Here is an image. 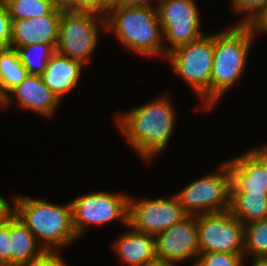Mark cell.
Wrapping results in <instances>:
<instances>
[{"label": "cell", "instance_id": "1", "mask_svg": "<svg viewBox=\"0 0 267 266\" xmlns=\"http://www.w3.org/2000/svg\"><path fill=\"white\" fill-rule=\"evenodd\" d=\"M169 97L165 92L114 117L123 138L144 162H153L173 137L177 113Z\"/></svg>", "mask_w": 267, "mask_h": 266}, {"label": "cell", "instance_id": "2", "mask_svg": "<svg viewBox=\"0 0 267 266\" xmlns=\"http://www.w3.org/2000/svg\"><path fill=\"white\" fill-rule=\"evenodd\" d=\"M13 213L48 252H59L79 238L73 226L71 203L53 204L47 199L13 195ZM77 239V240H76Z\"/></svg>", "mask_w": 267, "mask_h": 266}, {"label": "cell", "instance_id": "3", "mask_svg": "<svg viewBox=\"0 0 267 266\" xmlns=\"http://www.w3.org/2000/svg\"><path fill=\"white\" fill-rule=\"evenodd\" d=\"M255 38L251 25L233 24L214 32L210 109H213L224 94L242 80Z\"/></svg>", "mask_w": 267, "mask_h": 266}, {"label": "cell", "instance_id": "4", "mask_svg": "<svg viewBox=\"0 0 267 266\" xmlns=\"http://www.w3.org/2000/svg\"><path fill=\"white\" fill-rule=\"evenodd\" d=\"M105 31L137 55L164 58L163 34L155 5L108 8L104 14Z\"/></svg>", "mask_w": 267, "mask_h": 266}, {"label": "cell", "instance_id": "5", "mask_svg": "<svg viewBox=\"0 0 267 266\" xmlns=\"http://www.w3.org/2000/svg\"><path fill=\"white\" fill-rule=\"evenodd\" d=\"M174 73L201 100V109L210 110V82L214 60V33L180 46L166 56Z\"/></svg>", "mask_w": 267, "mask_h": 266}, {"label": "cell", "instance_id": "6", "mask_svg": "<svg viewBox=\"0 0 267 266\" xmlns=\"http://www.w3.org/2000/svg\"><path fill=\"white\" fill-rule=\"evenodd\" d=\"M101 29L105 31L103 14L94 11L63 10L56 52L87 67L99 44Z\"/></svg>", "mask_w": 267, "mask_h": 266}, {"label": "cell", "instance_id": "7", "mask_svg": "<svg viewBox=\"0 0 267 266\" xmlns=\"http://www.w3.org/2000/svg\"><path fill=\"white\" fill-rule=\"evenodd\" d=\"M187 215L223 212L230 209L231 174L228 160L214 172L194 180L174 193Z\"/></svg>", "mask_w": 267, "mask_h": 266}, {"label": "cell", "instance_id": "8", "mask_svg": "<svg viewBox=\"0 0 267 266\" xmlns=\"http://www.w3.org/2000/svg\"><path fill=\"white\" fill-rule=\"evenodd\" d=\"M129 197L127 193L98 191L83 193L71 200L73 226L78 238L92 226H106L117 220L128 226Z\"/></svg>", "mask_w": 267, "mask_h": 266}, {"label": "cell", "instance_id": "9", "mask_svg": "<svg viewBox=\"0 0 267 266\" xmlns=\"http://www.w3.org/2000/svg\"><path fill=\"white\" fill-rule=\"evenodd\" d=\"M155 6L163 34L165 59L169 52L206 34L202 32L201 11L195 0H156ZM165 42L168 45L165 46Z\"/></svg>", "mask_w": 267, "mask_h": 266}, {"label": "cell", "instance_id": "10", "mask_svg": "<svg viewBox=\"0 0 267 266\" xmlns=\"http://www.w3.org/2000/svg\"><path fill=\"white\" fill-rule=\"evenodd\" d=\"M200 253L244 254L245 226L230 210L197 215Z\"/></svg>", "mask_w": 267, "mask_h": 266}, {"label": "cell", "instance_id": "11", "mask_svg": "<svg viewBox=\"0 0 267 266\" xmlns=\"http://www.w3.org/2000/svg\"><path fill=\"white\" fill-rule=\"evenodd\" d=\"M185 216L187 214L174 194L156 199L129 197L128 225L138 232L155 236L179 223Z\"/></svg>", "mask_w": 267, "mask_h": 266}, {"label": "cell", "instance_id": "12", "mask_svg": "<svg viewBox=\"0 0 267 266\" xmlns=\"http://www.w3.org/2000/svg\"><path fill=\"white\" fill-rule=\"evenodd\" d=\"M154 240L159 262L179 266V262L192 260L190 266H195L200 253L197 215L185 216L179 223L155 235Z\"/></svg>", "mask_w": 267, "mask_h": 266}, {"label": "cell", "instance_id": "13", "mask_svg": "<svg viewBox=\"0 0 267 266\" xmlns=\"http://www.w3.org/2000/svg\"><path fill=\"white\" fill-rule=\"evenodd\" d=\"M14 104L20 109H26L25 111L28 110L30 113L49 118L54 116L61 101L44 84L41 75L28 74L18 86L0 101V110L7 111Z\"/></svg>", "mask_w": 267, "mask_h": 266}, {"label": "cell", "instance_id": "14", "mask_svg": "<svg viewBox=\"0 0 267 266\" xmlns=\"http://www.w3.org/2000/svg\"><path fill=\"white\" fill-rule=\"evenodd\" d=\"M63 10L55 6L43 16L12 21L10 47L17 49L29 44L46 43L56 49Z\"/></svg>", "mask_w": 267, "mask_h": 266}, {"label": "cell", "instance_id": "15", "mask_svg": "<svg viewBox=\"0 0 267 266\" xmlns=\"http://www.w3.org/2000/svg\"><path fill=\"white\" fill-rule=\"evenodd\" d=\"M231 192L267 193V172L249 151L228 159Z\"/></svg>", "mask_w": 267, "mask_h": 266}, {"label": "cell", "instance_id": "16", "mask_svg": "<svg viewBox=\"0 0 267 266\" xmlns=\"http://www.w3.org/2000/svg\"><path fill=\"white\" fill-rule=\"evenodd\" d=\"M121 235H117L113 241L112 249L120 263L127 266H144L155 263L157 260L155 252L154 236L134 230L130 225Z\"/></svg>", "mask_w": 267, "mask_h": 266}, {"label": "cell", "instance_id": "17", "mask_svg": "<svg viewBox=\"0 0 267 266\" xmlns=\"http://www.w3.org/2000/svg\"><path fill=\"white\" fill-rule=\"evenodd\" d=\"M83 67L86 66L81 62L56 52L48 60L41 76L44 84L62 101L65 95L78 86Z\"/></svg>", "mask_w": 267, "mask_h": 266}, {"label": "cell", "instance_id": "18", "mask_svg": "<svg viewBox=\"0 0 267 266\" xmlns=\"http://www.w3.org/2000/svg\"><path fill=\"white\" fill-rule=\"evenodd\" d=\"M9 241L11 266H27L47 252L14 213L9 216Z\"/></svg>", "mask_w": 267, "mask_h": 266}, {"label": "cell", "instance_id": "19", "mask_svg": "<svg viewBox=\"0 0 267 266\" xmlns=\"http://www.w3.org/2000/svg\"><path fill=\"white\" fill-rule=\"evenodd\" d=\"M229 210L244 226L267 219V193L231 192Z\"/></svg>", "mask_w": 267, "mask_h": 266}, {"label": "cell", "instance_id": "20", "mask_svg": "<svg viewBox=\"0 0 267 266\" xmlns=\"http://www.w3.org/2000/svg\"><path fill=\"white\" fill-rule=\"evenodd\" d=\"M28 75L18 52L11 47L0 49V101Z\"/></svg>", "mask_w": 267, "mask_h": 266}, {"label": "cell", "instance_id": "21", "mask_svg": "<svg viewBox=\"0 0 267 266\" xmlns=\"http://www.w3.org/2000/svg\"><path fill=\"white\" fill-rule=\"evenodd\" d=\"M29 75H42L48 60L56 53L51 44H29L16 49Z\"/></svg>", "mask_w": 267, "mask_h": 266}, {"label": "cell", "instance_id": "22", "mask_svg": "<svg viewBox=\"0 0 267 266\" xmlns=\"http://www.w3.org/2000/svg\"><path fill=\"white\" fill-rule=\"evenodd\" d=\"M244 255L251 259L267 258V219L245 225Z\"/></svg>", "mask_w": 267, "mask_h": 266}, {"label": "cell", "instance_id": "23", "mask_svg": "<svg viewBox=\"0 0 267 266\" xmlns=\"http://www.w3.org/2000/svg\"><path fill=\"white\" fill-rule=\"evenodd\" d=\"M11 21L40 17L48 14L55 5L51 0H14L7 6Z\"/></svg>", "mask_w": 267, "mask_h": 266}, {"label": "cell", "instance_id": "24", "mask_svg": "<svg viewBox=\"0 0 267 266\" xmlns=\"http://www.w3.org/2000/svg\"><path fill=\"white\" fill-rule=\"evenodd\" d=\"M231 8L240 17L236 24L251 25L265 10L267 0H230Z\"/></svg>", "mask_w": 267, "mask_h": 266}, {"label": "cell", "instance_id": "25", "mask_svg": "<svg viewBox=\"0 0 267 266\" xmlns=\"http://www.w3.org/2000/svg\"><path fill=\"white\" fill-rule=\"evenodd\" d=\"M244 254L222 252L199 253L195 266H244Z\"/></svg>", "mask_w": 267, "mask_h": 266}, {"label": "cell", "instance_id": "26", "mask_svg": "<svg viewBox=\"0 0 267 266\" xmlns=\"http://www.w3.org/2000/svg\"><path fill=\"white\" fill-rule=\"evenodd\" d=\"M0 266H11L9 217L0 223Z\"/></svg>", "mask_w": 267, "mask_h": 266}, {"label": "cell", "instance_id": "27", "mask_svg": "<svg viewBox=\"0 0 267 266\" xmlns=\"http://www.w3.org/2000/svg\"><path fill=\"white\" fill-rule=\"evenodd\" d=\"M12 21L5 5H0V49L9 48L11 45Z\"/></svg>", "mask_w": 267, "mask_h": 266}, {"label": "cell", "instance_id": "28", "mask_svg": "<svg viewBox=\"0 0 267 266\" xmlns=\"http://www.w3.org/2000/svg\"><path fill=\"white\" fill-rule=\"evenodd\" d=\"M27 266H69L60 252H46L42 257L34 260Z\"/></svg>", "mask_w": 267, "mask_h": 266}, {"label": "cell", "instance_id": "29", "mask_svg": "<svg viewBox=\"0 0 267 266\" xmlns=\"http://www.w3.org/2000/svg\"><path fill=\"white\" fill-rule=\"evenodd\" d=\"M70 11H94L101 14V0H70Z\"/></svg>", "mask_w": 267, "mask_h": 266}, {"label": "cell", "instance_id": "30", "mask_svg": "<svg viewBox=\"0 0 267 266\" xmlns=\"http://www.w3.org/2000/svg\"><path fill=\"white\" fill-rule=\"evenodd\" d=\"M254 34L267 33V6L265 10L258 16V18L251 24Z\"/></svg>", "mask_w": 267, "mask_h": 266}, {"label": "cell", "instance_id": "31", "mask_svg": "<svg viewBox=\"0 0 267 266\" xmlns=\"http://www.w3.org/2000/svg\"><path fill=\"white\" fill-rule=\"evenodd\" d=\"M264 166L267 172V144L248 149Z\"/></svg>", "mask_w": 267, "mask_h": 266}, {"label": "cell", "instance_id": "32", "mask_svg": "<svg viewBox=\"0 0 267 266\" xmlns=\"http://www.w3.org/2000/svg\"><path fill=\"white\" fill-rule=\"evenodd\" d=\"M13 204L12 201H8L6 198H3V195L0 194V223H2L6 218H8L13 213Z\"/></svg>", "mask_w": 267, "mask_h": 266}, {"label": "cell", "instance_id": "33", "mask_svg": "<svg viewBox=\"0 0 267 266\" xmlns=\"http://www.w3.org/2000/svg\"><path fill=\"white\" fill-rule=\"evenodd\" d=\"M156 0H120L115 6L118 7H146L155 5Z\"/></svg>", "mask_w": 267, "mask_h": 266}, {"label": "cell", "instance_id": "34", "mask_svg": "<svg viewBox=\"0 0 267 266\" xmlns=\"http://www.w3.org/2000/svg\"><path fill=\"white\" fill-rule=\"evenodd\" d=\"M120 0H101V14H105V11L115 6Z\"/></svg>", "mask_w": 267, "mask_h": 266}, {"label": "cell", "instance_id": "35", "mask_svg": "<svg viewBox=\"0 0 267 266\" xmlns=\"http://www.w3.org/2000/svg\"><path fill=\"white\" fill-rule=\"evenodd\" d=\"M56 7L70 11V0H51Z\"/></svg>", "mask_w": 267, "mask_h": 266}, {"label": "cell", "instance_id": "36", "mask_svg": "<svg viewBox=\"0 0 267 266\" xmlns=\"http://www.w3.org/2000/svg\"><path fill=\"white\" fill-rule=\"evenodd\" d=\"M252 260L251 266H267V258L250 259Z\"/></svg>", "mask_w": 267, "mask_h": 266}, {"label": "cell", "instance_id": "37", "mask_svg": "<svg viewBox=\"0 0 267 266\" xmlns=\"http://www.w3.org/2000/svg\"><path fill=\"white\" fill-rule=\"evenodd\" d=\"M144 266H170L168 264L156 261L155 263L149 264V265H144Z\"/></svg>", "mask_w": 267, "mask_h": 266}, {"label": "cell", "instance_id": "38", "mask_svg": "<svg viewBox=\"0 0 267 266\" xmlns=\"http://www.w3.org/2000/svg\"><path fill=\"white\" fill-rule=\"evenodd\" d=\"M11 1H14V0H0V5L7 6Z\"/></svg>", "mask_w": 267, "mask_h": 266}]
</instances>
